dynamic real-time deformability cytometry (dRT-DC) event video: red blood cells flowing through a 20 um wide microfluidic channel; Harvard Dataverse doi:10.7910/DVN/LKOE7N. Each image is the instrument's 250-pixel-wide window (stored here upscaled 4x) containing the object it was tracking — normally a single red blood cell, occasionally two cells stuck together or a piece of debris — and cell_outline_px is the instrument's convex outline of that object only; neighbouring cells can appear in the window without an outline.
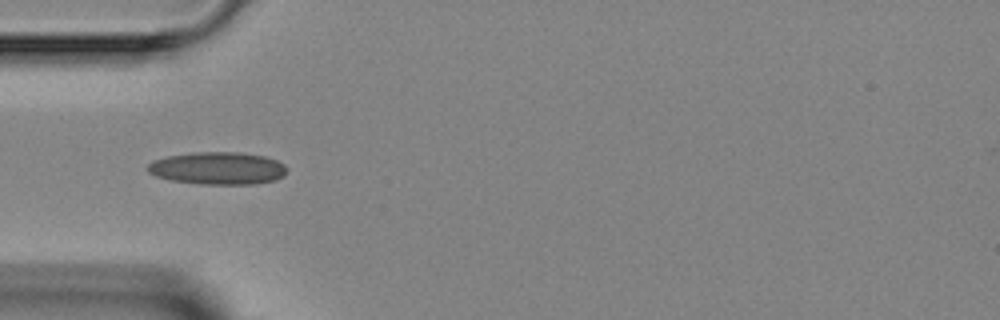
{"species": "Egyptian fruit bat (a non-hibernating species)", "species_latin": "Rousettus aegyptiacus", "temperature_condition": "room temperature", "stored_images_in_passage": 2, "camera_frame_rate_fps": 3000, "um_per_image_px": 0.085, "animal": {"sex": "female"}, "frame": {"image": 1, "passage_image": 1, "time_ms": 0.0, "image_size_px": [1000, 320], "cell_outline_px": [[288, 172], [284, 176], [276, 180], [252, 184], [200, 184], [172, 180], [156, 176], [148, 172], [148, 164], [152, 160], [168, 156], [192, 152], [240, 152], [264, 156], [276, 160], [284, 164], [288, 168]], "centroid_in_image_um": [18.54, 14.3], "position_along_channel_um": 66.5, "area_um2": 26.53}}
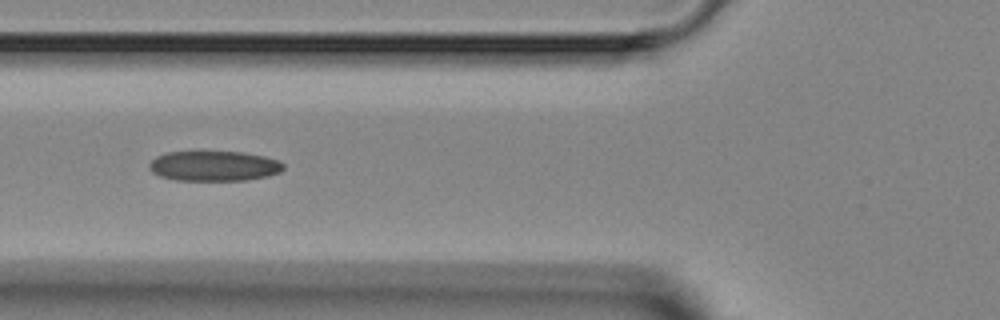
{"frame": {"image": 2, "passage_image": 2, "time_ms": 1.0, "image_size_px": [1000, 320], "cell_outline_px": [[284, 168], [280, 172], [268, 176], [248, 180], [176, 180], [160, 176], [152, 172], [148, 168], [148, 164], [156, 156], [168, 152], [244, 152], [264, 156], [280, 160], [284, 164]], "centroid_in_image_um": [18.21, 14.11], "position_along_channel_um": 107.6, "area_um2": 23.64}}